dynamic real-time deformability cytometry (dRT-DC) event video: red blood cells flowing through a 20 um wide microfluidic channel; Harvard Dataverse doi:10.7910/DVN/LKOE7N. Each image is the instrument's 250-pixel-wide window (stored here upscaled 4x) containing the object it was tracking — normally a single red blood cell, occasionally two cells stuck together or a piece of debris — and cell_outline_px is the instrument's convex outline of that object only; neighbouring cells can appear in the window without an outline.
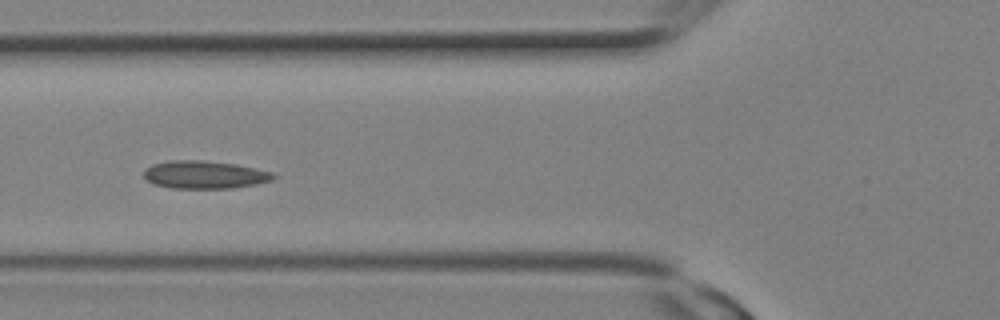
{"species": "Egyptian fruit bat (a non-hibernating species)", "species_latin": "Rousettus aegyptiacus", "temperature_condition": "room temperature", "stored_images_in_passage": 12, "camera_frame_rate_fps": 3000, "um_per_image_px": 0.085, "animal": {"sex": "female"}, "frame": {"image": 1, "passage_image": 6, "time_ms": 1.667, "image_size_px": [1000, 320], "cell_outline_px": [[276, 176], [272, 180], [256, 184], [232, 188], [172, 188], [152, 184], [144, 176], [144, 168], [152, 164], [168, 160], [200, 160], [236, 164], [256, 168], [272, 172]], "centroid_in_image_um": [17.36, 14.84], "position_along_channel_um": 108.4, "area_um2": 21.1}}
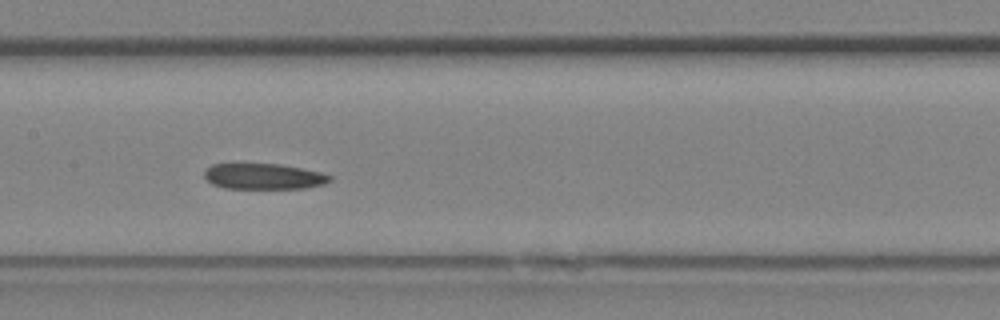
{"frame": {"image": 2, "passage_image": 9, "time_ms": 2.667, "image_size_px": [1000, 320], "cell_outline_px": [[332, 180], [324, 184], [304, 188], [224, 188], [212, 184], [204, 176], [204, 172], [212, 164], [280, 164], [320, 172], [332, 176]], "centroid_in_image_um": [22.42, 14.99], "position_along_channel_um": 185.0, "area_um2": 18.67}}